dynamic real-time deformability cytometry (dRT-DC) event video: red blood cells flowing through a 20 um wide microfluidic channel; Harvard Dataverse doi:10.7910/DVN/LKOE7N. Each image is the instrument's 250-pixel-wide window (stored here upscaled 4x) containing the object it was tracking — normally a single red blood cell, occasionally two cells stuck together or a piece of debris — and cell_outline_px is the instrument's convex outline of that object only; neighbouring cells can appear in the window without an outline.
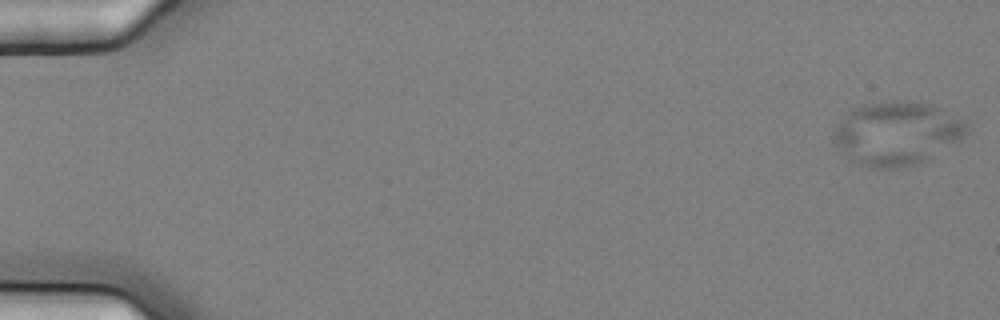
{"species": "common noctule bat (a hibernating species)", "species_latin": "Nyctalus noctula", "temperature_condition": "cold", "stored_images_in_passage": 6, "camera_frame_rate_fps": 3000, "um_per_image_px": 0.085, "animal": {"sex": "female", "body_mass_g": 25.1}, "frame": {"image": 1, "passage_image": 1, "time_ms": 0.0, "image_size_px": [1000, 320], "cell_outline_px": [[968, 132], [960, 140], [924, 160], [916, 164], [896, 168], [868, 168], [852, 164], [844, 156], [832, 140], [836, 124], [840, 116], [844, 112], [852, 108], [864, 104], [892, 100], [932, 104], [964, 120], [968, 124]], "centroid_in_image_um": [76.14, 11.34], "position_along_channel_um": 8.9, "area_um2": 49.82}}
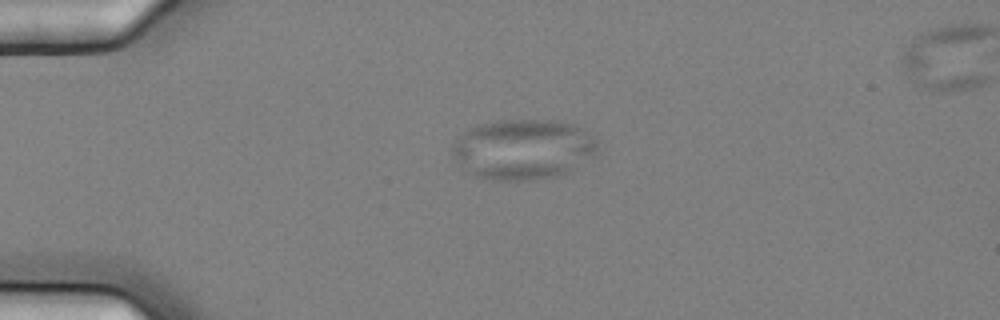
{"frame": {"image": 2, "passage_image": 4, "time_ms": 1.0, "image_size_px": [1000, 320], "cell_outline_px": [[596, 156], [568, 172], [556, 176], [532, 180], [492, 180], [476, 176], [460, 168], [452, 156], [452, 144], [472, 124], [496, 120], [560, 120], [572, 124], [580, 128], [592, 136], [596, 140]], "centroid_in_image_um": [44.42, 12.68], "position_along_channel_um": 40.6, "area_um2": 51.67}}